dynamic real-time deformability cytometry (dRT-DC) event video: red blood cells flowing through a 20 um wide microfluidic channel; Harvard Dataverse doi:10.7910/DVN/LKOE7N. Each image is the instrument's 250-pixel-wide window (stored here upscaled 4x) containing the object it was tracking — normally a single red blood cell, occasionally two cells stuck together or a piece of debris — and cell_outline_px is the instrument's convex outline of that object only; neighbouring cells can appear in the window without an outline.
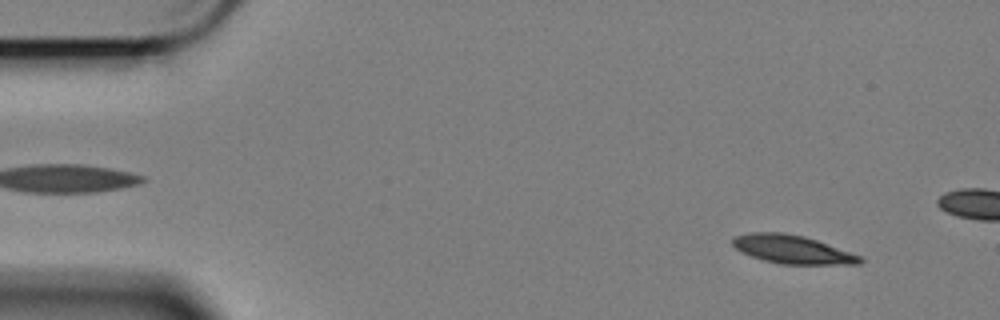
{"species": "Egyptian fruit bat (a non-hibernating species)", "species_latin": "Rousettus aegyptiacus", "temperature_condition": "cold", "stored_images_in_passage": 11, "camera_frame_rate_fps": 3000, "um_per_image_px": 0.085, "animal": {"sex": "female"}, "frame": {"image": 1, "passage_image": 5, "time_ms": 1.333, "image_size_px": [1000, 320], "cell_outline_px": [[864, 260], [860, 264], [780, 264], [764, 260], [740, 252], [732, 244], [732, 240], [736, 236], [752, 232], [780, 232], [804, 236], [864, 256]], "centroid_in_image_um": [67.39, 21.2], "position_along_channel_um": 17.6, "area_um2": 21.1}}